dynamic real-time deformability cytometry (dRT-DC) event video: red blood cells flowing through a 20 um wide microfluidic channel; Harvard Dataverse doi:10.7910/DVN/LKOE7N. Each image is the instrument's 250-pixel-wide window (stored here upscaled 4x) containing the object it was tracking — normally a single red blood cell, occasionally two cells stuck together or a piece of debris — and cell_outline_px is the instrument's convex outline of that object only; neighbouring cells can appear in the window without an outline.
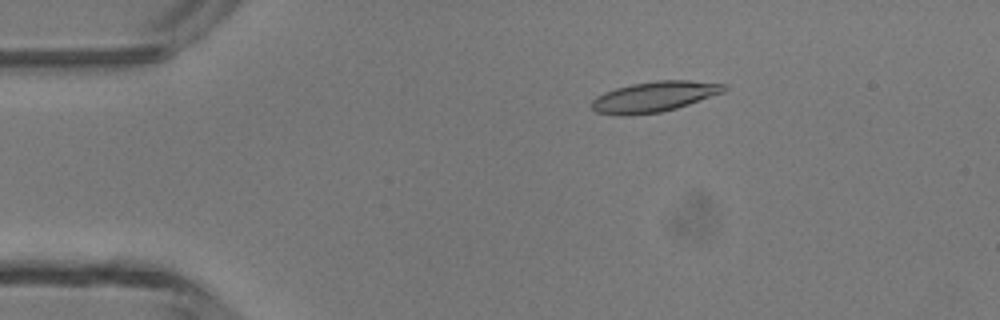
{"species": "common noctule bat (a hibernating species)", "species_latin": "Nyctalus noctula", "temperature_condition": "room temperature", "stored_images_in_passage": 40, "camera_frame_rate_fps": 3000, "um_per_image_px": 0.085, "animal": {"sex": "male", "body_mass_g": 13.3}, "frame": {"image": 1, "passage_image": 2, "time_ms": 0.333, "image_size_px": [1000, 320], "cell_outline_px": [[728, 88], [724, 92], [676, 108], [660, 112], [624, 116], [620, 116], [596, 112], [592, 108], [592, 100], [596, 96], [604, 92], [616, 88], [632, 84], [656, 80], [688, 80], [728, 84]], "centroid_in_image_um": [55.61, 8.21], "position_along_channel_um": 29.4, "area_um2": 23.52}}
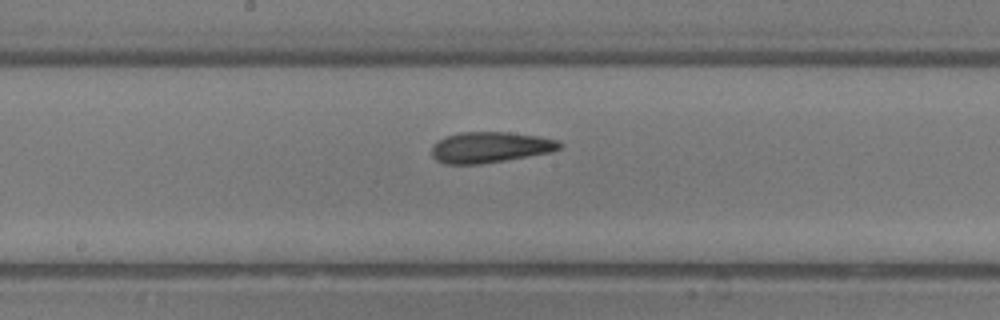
{"frame": {"image": 2, "passage_image": 18, "time_ms": 5.667, "image_size_px": [1000, 320], "cell_outline_px": [[564, 144], [560, 148], [552, 152], [480, 164], [444, 164], [436, 160], [432, 156], [432, 144], [436, 140], [444, 136], [460, 132], [508, 132], [536, 136], [560, 140]], "centroid_in_image_um": [41.63, 12.51], "position_along_channel_um": 206.6, "area_um2": 23.18}}
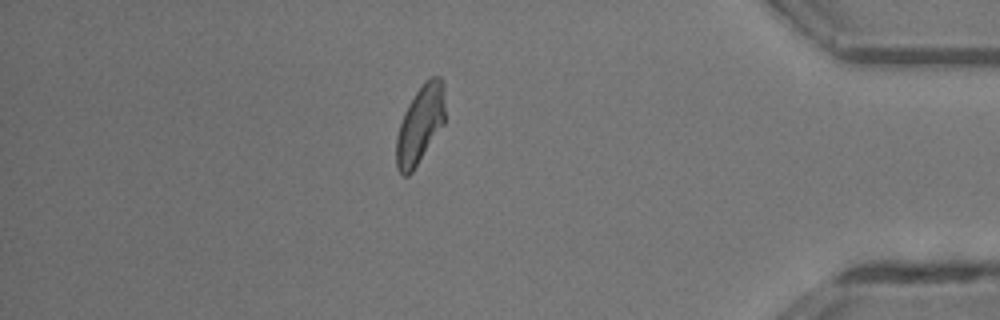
{"frame": {"image": 3, "passage_image": 34, "time_ms": 11.0, "image_size_px": [1000, 320], "cell_outline_px": [[444, 124], [412, 172], [408, 176], [404, 176], [396, 168], [396, 136], [404, 112], [408, 104], [424, 80], [432, 76], [440, 76], [444, 84]], "centroid_in_image_um": [35.7, 10.57], "position_along_channel_um": 399.5, "area_um2": 22.14}, "authors_computed_cell_mechanics": {"area_um2": 22.8888, "velocity_mm_per_s": 4.3741, "shape_relaxation_time_tau1_ms": 4.8746, "shape_relaxation_time_tau2_ms": 1.6374, "deformation_change_tau1": 0.148, "deformation_change_tau2": 0.0837}}